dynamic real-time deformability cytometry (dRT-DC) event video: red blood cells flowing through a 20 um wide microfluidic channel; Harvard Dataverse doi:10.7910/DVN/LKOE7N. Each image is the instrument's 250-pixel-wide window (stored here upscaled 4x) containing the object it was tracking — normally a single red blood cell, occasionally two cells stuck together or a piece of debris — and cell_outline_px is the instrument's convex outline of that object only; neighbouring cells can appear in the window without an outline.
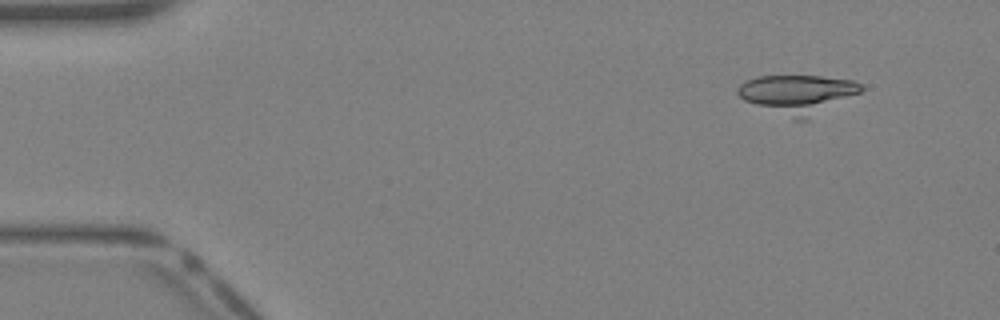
{"species": "Egyptian fruit bat (a non-hibernating species)", "species_latin": "Rousettus aegyptiacus", "temperature_condition": "warm", "stored_images_in_passage": 24, "camera_frame_rate_fps": 3000, "um_per_image_px": 0.085, "animal": {"sex": "female"}, "frame": {"image": 1, "passage_image": 1, "time_ms": 0.0, "image_size_px": [1000, 320], "cell_outline_px": [[864, 88], [860, 92], [808, 120], [796, 120], [744, 100], [736, 92], [736, 88], [744, 80], [756, 76], [820, 76], [852, 80], [860, 84]], "centroid_in_image_um": [67.79, 7.99], "position_along_channel_um": 17.2, "area_um2": 27.69}}
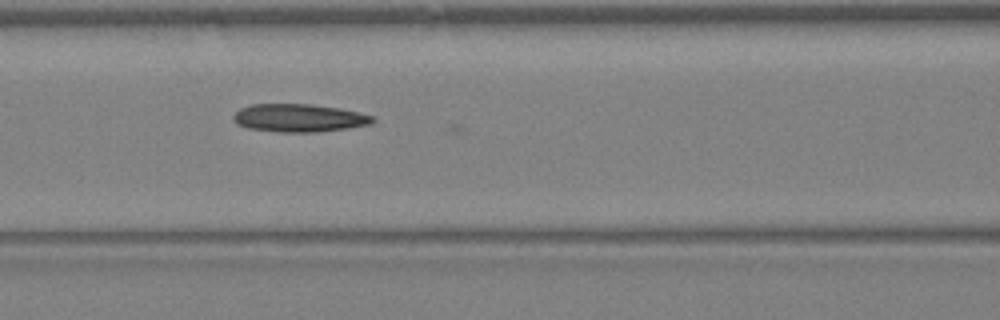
{"frame": {"image": 2, "passage_image": 14, "time_ms": 4.333, "image_size_px": [1000, 320], "cell_outline_px": [[376, 120], [372, 124], [348, 128], [316, 132], [280, 132], [248, 128], [236, 124], [232, 116], [240, 108], [252, 104], [312, 104], [340, 108], [372, 116]], "centroid_in_image_um": [25.41, 10.02], "position_along_channel_um": 141.2, "area_um2": 22.72}}
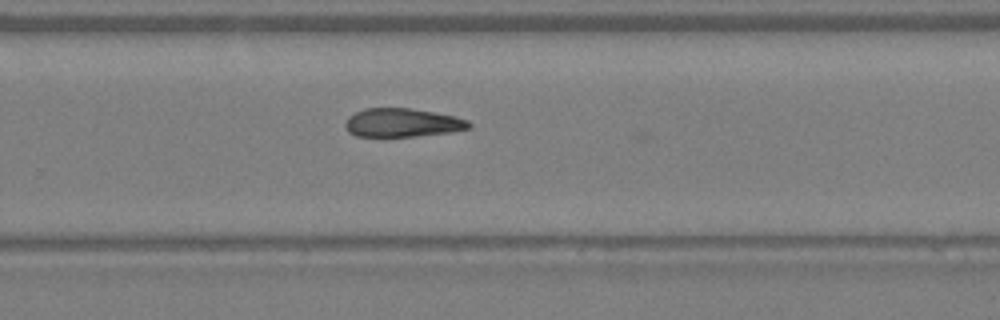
{"frame": {"image": 3, "passage_image": 23, "time_ms": 7.333, "image_size_px": [1000, 320], "cell_outline_px": [[472, 128], [448, 132], [416, 136], [356, 136], [348, 132], [344, 124], [348, 116], [364, 108], [408, 108], [432, 112], [452, 116], [468, 120], [472, 124]], "centroid_in_image_um": [34.17, 10.43], "position_along_channel_um": 295.6, "area_um2": 20.46}}